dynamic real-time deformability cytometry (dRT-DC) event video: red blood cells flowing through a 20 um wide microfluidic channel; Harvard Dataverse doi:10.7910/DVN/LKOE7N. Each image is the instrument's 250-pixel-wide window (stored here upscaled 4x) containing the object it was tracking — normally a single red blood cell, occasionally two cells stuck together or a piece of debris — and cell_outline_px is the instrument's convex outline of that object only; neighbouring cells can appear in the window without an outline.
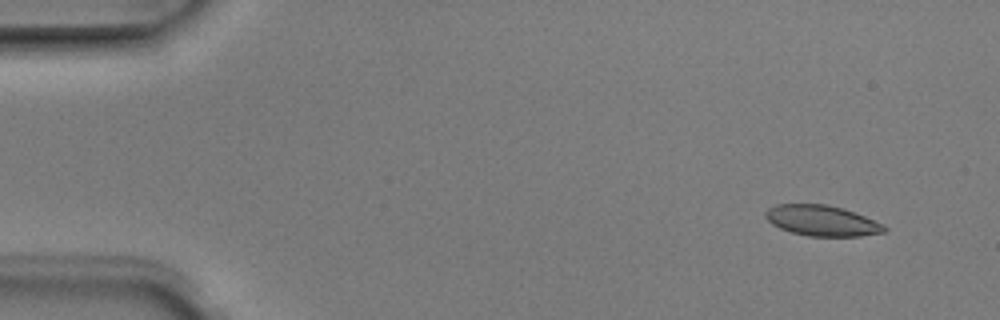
{"species": "Egyptian fruit bat (a non-hibernating species)", "species_latin": "Rousettus aegyptiacus", "temperature_condition": "room temperature", "stored_images_in_passage": 4, "camera_frame_rate_fps": 3000, "um_per_image_px": 0.085, "animal": {"sex": "male"}, "frame": {"image": 1, "passage_image": 1, "time_ms": 0.0, "image_size_px": [1000, 320], "cell_outline_px": [[888, 228], [884, 232], [860, 236], [808, 236], [792, 232], [780, 228], [772, 224], [764, 216], [764, 212], [768, 208], [776, 204], [824, 204], [844, 208], [884, 224]], "centroid_in_image_um": [69.85, 18.75], "position_along_channel_um": 15.1, "area_um2": 21.21}}